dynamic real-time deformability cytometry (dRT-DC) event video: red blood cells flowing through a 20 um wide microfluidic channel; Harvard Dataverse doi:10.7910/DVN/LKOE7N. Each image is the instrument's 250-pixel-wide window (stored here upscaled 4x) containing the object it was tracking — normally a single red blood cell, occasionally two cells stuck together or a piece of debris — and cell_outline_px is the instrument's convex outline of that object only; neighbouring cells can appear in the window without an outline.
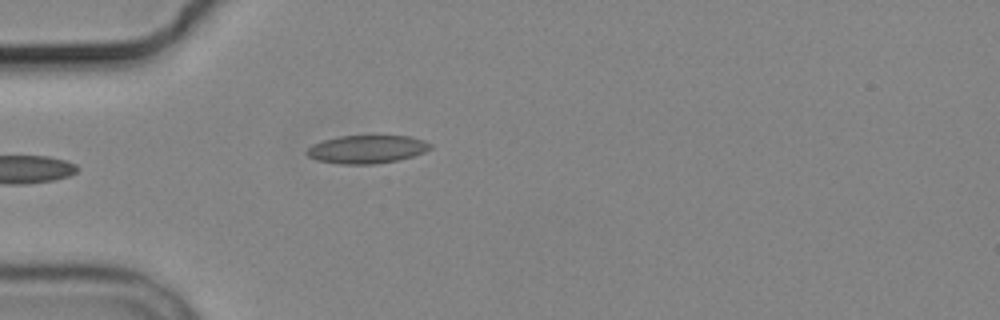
{"species": "common noctule bat (a hibernating species)", "species_latin": "Nyctalus noctula", "temperature_condition": "cold", "stored_images_in_passage": 5, "camera_frame_rate_fps": 3000, "um_per_image_px": 0.085, "animal": {"sex": "male", "body_mass_g": 19.2, "forearm_length_mm": 51.8}, "frame": {"image": 1, "passage_image": 5, "time_ms": 6.333, "image_size_px": [1000, 320], "cell_outline_px": [[432, 148], [424, 152], [412, 156], [396, 160], [372, 164], [340, 164], [316, 160], [308, 156], [304, 152], [312, 144], [324, 140], [340, 136], [412, 136], [424, 140], [432, 144]], "centroid_in_image_um": [31.18, 12.68], "position_along_channel_um": 53.8, "area_um2": 20.23}}